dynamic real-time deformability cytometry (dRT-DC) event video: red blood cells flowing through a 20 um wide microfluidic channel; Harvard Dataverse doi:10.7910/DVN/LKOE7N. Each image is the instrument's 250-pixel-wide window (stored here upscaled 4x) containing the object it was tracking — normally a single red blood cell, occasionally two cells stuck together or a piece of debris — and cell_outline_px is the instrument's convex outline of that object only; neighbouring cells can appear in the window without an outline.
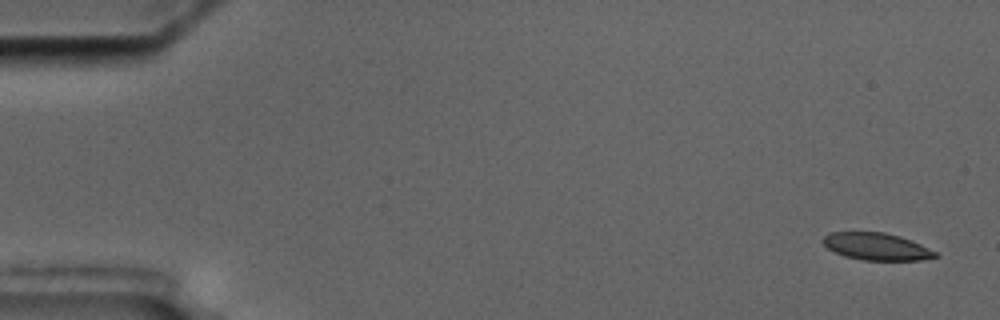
{"species": "common noctule bat (a hibernating species)", "species_latin": "Nyctalus noctula", "temperature_condition": "cold", "stored_images_in_passage": 7, "camera_frame_rate_fps": 3000, "um_per_image_px": 0.085, "animal": {"sex": "male", "body_mass_g": 17.5, "forearm_length_mm": 52.3}, "frame": {"image": 1, "passage_image": 1, "time_ms": 0.0, "image_size_px": [1000, 320], "cell_outline_px": [[940, 256], [920, 260], [864, 260], [844, 256], [828, 248], [820, 240], [824, 236], [832, 232], [884, 232], [900, 236], [920, 244], [936, 252]], "centroid_in_image_um": [74.49, 20.95], "position_along_channel_um": 10.5, "area_um2": 17.69}}
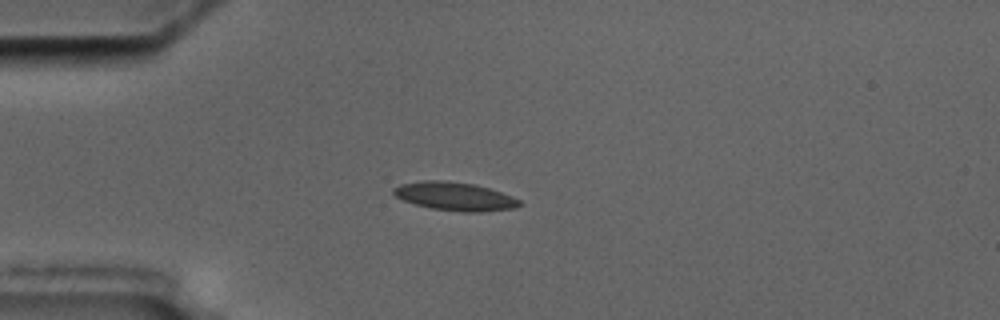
{"frame": {"image": 2, "passage_image": 5, "time_ms": 4.333, "image_size_px": [1000, 320], "cell_outline_px": [[524, 204], [516, 208], [480, 212], [460, 212], [432, 208], [416, 204], [404, 200], [396, 196], [392, 192], [392, 188], [400, 184], [424, 180], [444, 180], [476, 184], [512, 196], [520, 200]], "centroid_in_image_um": [38.68, 16.69], "position_along_channel_um": 46.3, "area_um2": 20.92}}
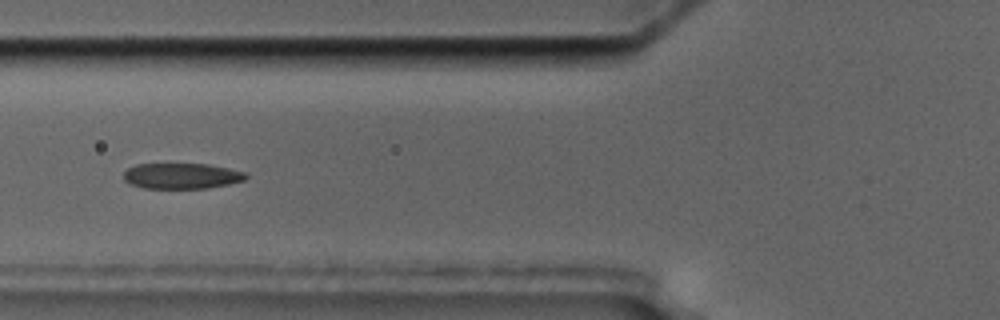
{"frame": {"image": 3, "passage_image": 7, "time_ms": 6.667, "image_size_px": [1000, 320], "cell_outline_px": [[248, 176], [244, 180], [228, 184], [208, 188], [144, 188], [132, 184], [124, 180], [124, 172], [128, 168], [136, 164], [208, 164], [228, 168], [244, 172]], "centroid_in_image_um": [15.44, 14.95], "position_along_channel_um": 110.4, "area_um2": 18.15}}